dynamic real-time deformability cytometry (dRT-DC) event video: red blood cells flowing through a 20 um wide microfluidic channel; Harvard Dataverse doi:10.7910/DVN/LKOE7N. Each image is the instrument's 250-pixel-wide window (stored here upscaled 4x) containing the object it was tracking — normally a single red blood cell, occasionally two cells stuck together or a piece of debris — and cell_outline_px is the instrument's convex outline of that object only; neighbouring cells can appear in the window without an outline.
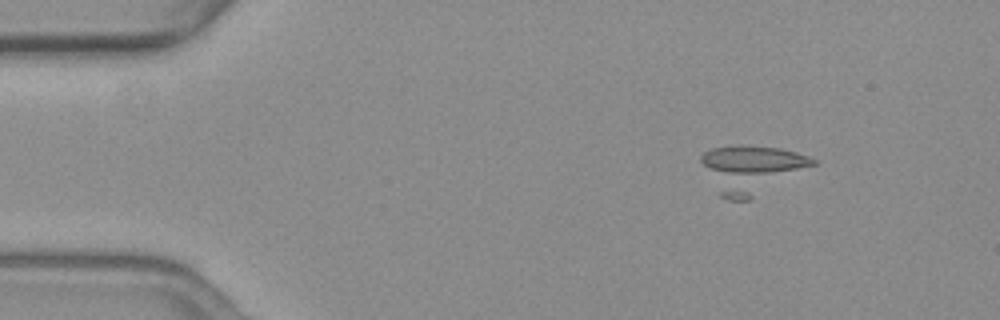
{"species": "common noctule bat (a hibernating species)", "species_latin": "Nyctalus noctula", "temperature_condition": "warm", "stored_images_in_passage": 60, "segment_of_instrument_passage": [1, 2], "camera_frame_rate_fps": 3000, "um_per_image_px": 0.085, "animal": {"sex": "female", "body_mass_g": 19.3, "forearm_length_mm": 54.1}, "frame": {"image": 1, "passage_image": 10, "time_ms": 3.0, "image_size_px": [1000, 320], "cell_outline_px": [[816, 164], [752, 200], [728, 200], [720, 196], [700, 160], [700, 156], [704, 152], [712, 148], [736, 144], [740, 144], [780, 148], [796, 152], [808, 156], [816, 160]], "centroid_in_image_um": [63.88, 14.38], "position_along_channel_um": 21.1, "area_um2": 31.39}}
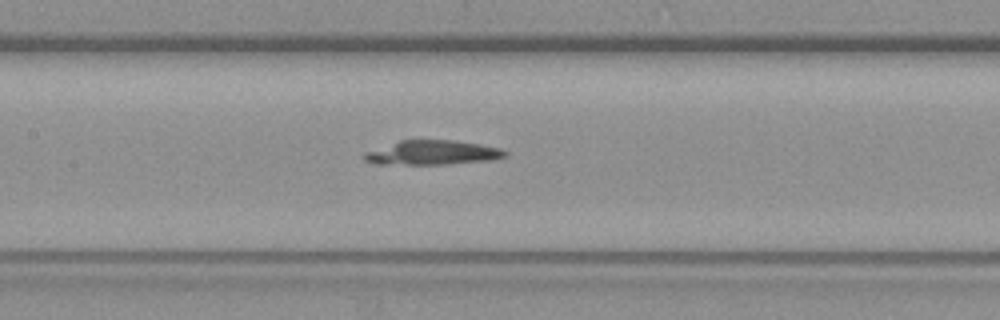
{"frame": {"image": 2, "passage_image": 29, "time_ms": 9.333, "image_size_px": [1000, 320], "cell_outline_px": [[508, 156], [492, 160], [444, 164], [372, 164], [364, 160], [364, 152], [400, 140], [452, 140], [480, 144], [500, 148], [508, 152]], "centroid_in_image_um": [36.75, 12.98], "position_along_channel_um": 170.6, "area_um2": 20.06}}
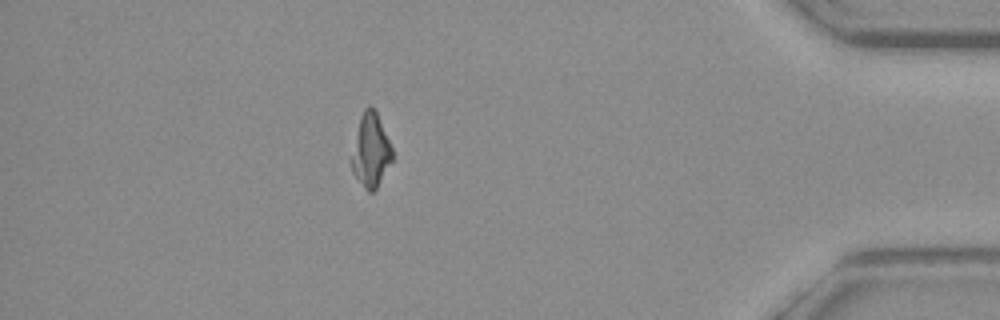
{"frame": {"image": 3, "passage_image": 52, "time_ms": 17.0, "image_size_px": [1000, 320], "cell_outline_px": [[392, 160], [376, 188], [372, 192], [368, 192], [364, 188], [352, 172], [352, 156], [360, 116], [364, 108], [368, 104], [376, 112], [392, 148]], "centroid_in_image_um": [31.51, 12.8], "position_along_channel_um": 403.7, "area_um2": 16.82}}